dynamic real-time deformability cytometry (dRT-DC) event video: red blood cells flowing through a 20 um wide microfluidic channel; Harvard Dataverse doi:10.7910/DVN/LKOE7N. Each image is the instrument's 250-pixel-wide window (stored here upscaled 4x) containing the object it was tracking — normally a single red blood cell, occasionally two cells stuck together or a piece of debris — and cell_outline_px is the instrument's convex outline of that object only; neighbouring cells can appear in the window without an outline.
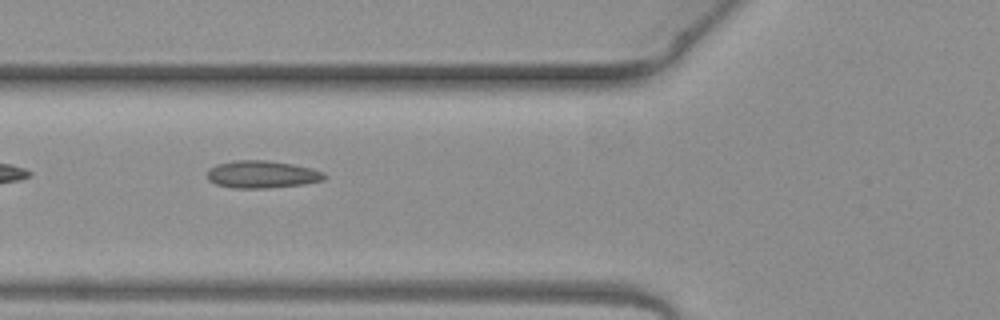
{"species": "common noctule bat (a hibernating species)", "species_latin": "Nyctalus noctula", "temperature_condition": "warm", "stored_images_in_passage": 5, "camera_frame_rate_fps": 3000, "um_per_image_px": 0.085, "animal": {"sex": "female", "body_mass_g": 19.3, "forearm_length_mm": 54.1}, "frame": {"image": 1, "passage_image": 5, "time_ms": 1.333, "image_size_px": [1000, 320], "cell_outline_px": [[328, 176], [324, 180], [304, 184], [268, 188], [232, 188], [216, 184], [208, 180], [208, 168], [216, 164], [236, 160], [268, 160], [292, 164], [312, 168], [324, 172]], "centroid_in_image_um": [22.28, 14.82], "position_along_channel_um": 103.5, "area_um2": 18.9}}